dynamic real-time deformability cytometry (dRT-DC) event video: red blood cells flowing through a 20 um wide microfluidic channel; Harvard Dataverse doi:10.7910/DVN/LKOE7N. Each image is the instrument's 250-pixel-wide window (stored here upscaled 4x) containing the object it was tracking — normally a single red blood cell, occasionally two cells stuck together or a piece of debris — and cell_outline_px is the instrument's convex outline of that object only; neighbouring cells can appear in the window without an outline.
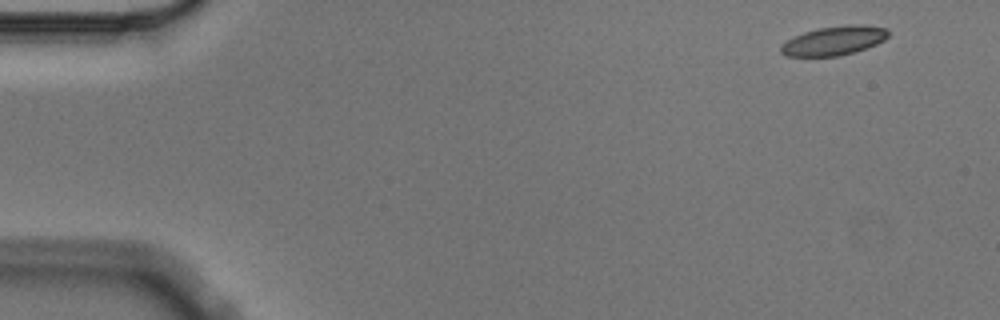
{"species": "Egyptian fruit bat (a non-hibernating species)", "species_latin": "Rousettus aegyptiacus", "temperature_condition": "cold", "stored_images_in_passage": 8, "camera_frame_rate_fps": 3000, "um_per_image_px": 0.085, "animal": {"sex": "male"}, "frame": {"image": 1, "passage_image": 1, "time_ms": 0.0, "image_size_px": [1000, 320], "cell_outline_px": [[888, 36], [884, 40], [876, 44], [856, 52], [840, 56], [784, 56], [780, 52], [780, 48], [788, 40], [804, 32], [820, 28], [848, 24], [864, 24], [888, 28]], "centroid_in_image_um": [70.94, 3.45], "position_along_channel_um": 14.1, "area_um2": 18.21}}
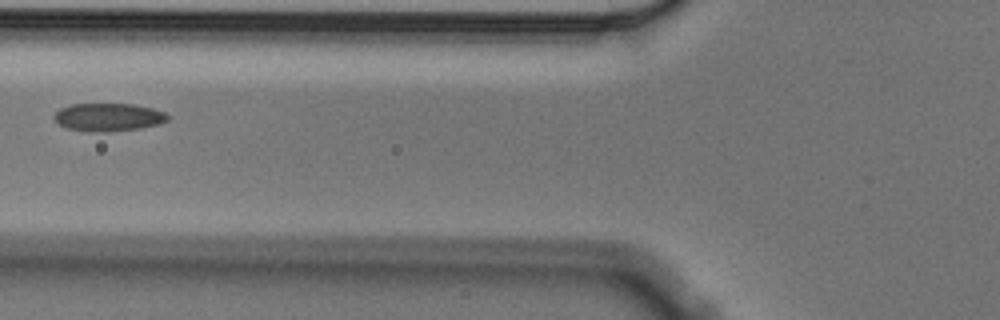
{"frame": {"image": 2, "passage_image": 6, "time_ms": 1.667, "image_size_px": [1000, 320], "cell_outline_px": [[168, 120], [156, 124], [140, 128], [108, 132], [64, 128], [52, 116], [60, 108], [72, 104], [136, 104], [152, 108], [164, 112], [168, 116]], "centroid_in_image_um": [9.2, 9.94], "position_along_channel_um": 116.6, "area_um2": 18.26}}
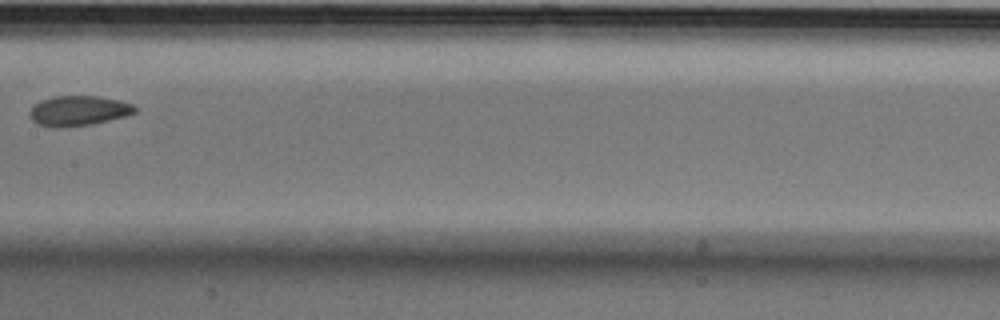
{"frame": {"image": 3, "passage_image": 8, "time_ms": 2.333, "image_size_px": [1000, 320], "cell_outline_px": [[136, 112], [124, 116], [92, 124], [36, 124], [28, 116], [28, 112], [40, 100], [52, 96], [96, 96], [120, 100], [132, 104], [136, 108]], "centroid_in_image_um": [6.69, 9.36], "position_along_channel_um": 200.7, "area_um2": 17.63}}